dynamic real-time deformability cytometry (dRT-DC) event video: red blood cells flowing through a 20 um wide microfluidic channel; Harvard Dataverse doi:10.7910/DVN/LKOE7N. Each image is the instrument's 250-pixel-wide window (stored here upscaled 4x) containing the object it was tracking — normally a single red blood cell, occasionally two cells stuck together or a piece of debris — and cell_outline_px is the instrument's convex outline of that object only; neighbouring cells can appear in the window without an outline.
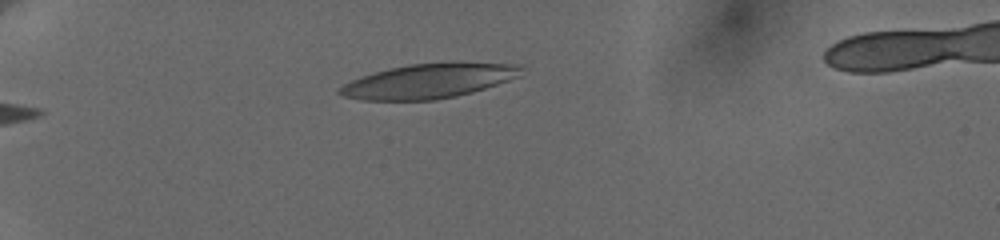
{"species": "human", "species_latin": "Homo sapiens", "temperature_condition": "cold", "stored_images_in_passage": 5, "camera_frame_rate_fps": 3000, "um_per_image_px": 0.085, "donor": {"sex": "female"}, "frame": {"image": 1, "passage_image": 5, "time_ms": 5.0, "image_size_px": [1000, 240], "cell_outline_px": [[524, 68], [520, 76], [472, 92], [456, 96], [436, 100], [364, 100], [340, 96], [336, 92], [344, 84], [360, 76], [408, 64], [520, 64]], "centroid_in_image_um": [36.38, 6.92], "position_along_channel_um": 48.6, "area_um2": 35.66}}